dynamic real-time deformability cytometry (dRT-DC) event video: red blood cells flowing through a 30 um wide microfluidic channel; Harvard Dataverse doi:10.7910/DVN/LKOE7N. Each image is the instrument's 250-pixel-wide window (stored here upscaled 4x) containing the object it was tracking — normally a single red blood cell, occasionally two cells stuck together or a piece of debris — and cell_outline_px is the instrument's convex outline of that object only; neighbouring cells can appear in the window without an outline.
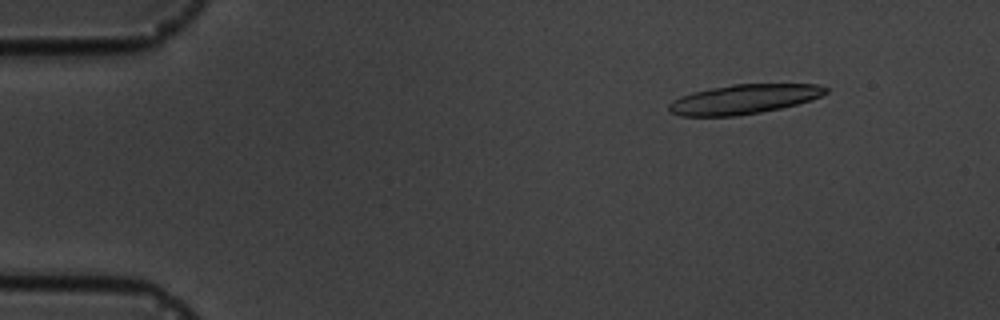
{"species": "common noctule bat (a hibernating species)", "species_latin": "Nyctalus noctula", "temperature_condition": "cold", "stored_images_in_passage": 8, "camera_frame_rate_fps": 3000, "um_per_image_px": 0.085, "animal": {"sex": "male", "body_mass_g": 19.5, "forearm_length_mm": 54.6}, "frame": {"image": 1, "passage_image": 2, "time_ms": 2.0, "image_size_px": [1000, 320], "cell_outline_px": [[828, 92], [812, 100], [780, 108], [760, 112], [736, 116], [680, 116], [668, 112], [668, 104], [672, 100], [680, 96], [692, 92], [732, 84], [820, 84], [828, 88]], "centroid_in_image_um": [63.2, 8.43], "position_along_channel_um": 21.8, "area_um2": 27.05}}